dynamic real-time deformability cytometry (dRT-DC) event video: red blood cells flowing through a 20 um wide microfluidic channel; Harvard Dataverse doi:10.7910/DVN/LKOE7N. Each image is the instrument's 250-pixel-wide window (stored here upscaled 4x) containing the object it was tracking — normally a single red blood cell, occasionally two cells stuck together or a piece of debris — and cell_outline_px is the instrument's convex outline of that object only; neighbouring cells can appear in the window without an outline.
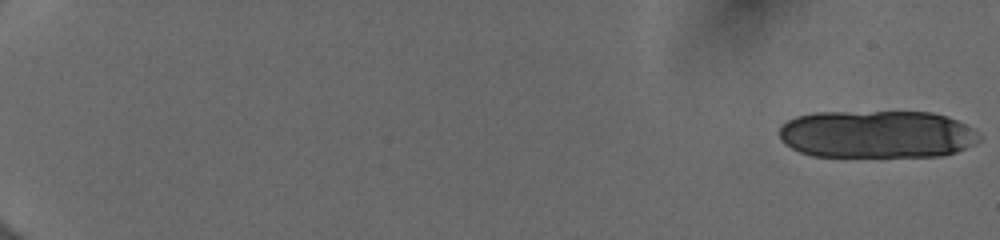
{"species": "human", "species_latin": "Homo sapiens", "temperature_condition": "cold", "stored_images_in_passage": 20, "camera_frame_rate_fps": 3000, "um_per_image_px": 0.085, "donor": {"sex": "female"}, "frame": {"image": 1, "passage_image": 1, "time_ms": 0.0, "image_size_px": [1000, 240], "cell_outline_px": [[980, 140], [976, 144], [956, 152], [944, 156], [812, 156], [800, 152], [784, 144], [780, 140], [780, 128], [788, 120], [796, 116], [816, 112], [932, 112], [948, 116], [972, 128], [980, 136]], "centroid_in_image_um": [74.55, 11.41], "position_along_channel_um": 10.5, "area_um2": 55.89}}